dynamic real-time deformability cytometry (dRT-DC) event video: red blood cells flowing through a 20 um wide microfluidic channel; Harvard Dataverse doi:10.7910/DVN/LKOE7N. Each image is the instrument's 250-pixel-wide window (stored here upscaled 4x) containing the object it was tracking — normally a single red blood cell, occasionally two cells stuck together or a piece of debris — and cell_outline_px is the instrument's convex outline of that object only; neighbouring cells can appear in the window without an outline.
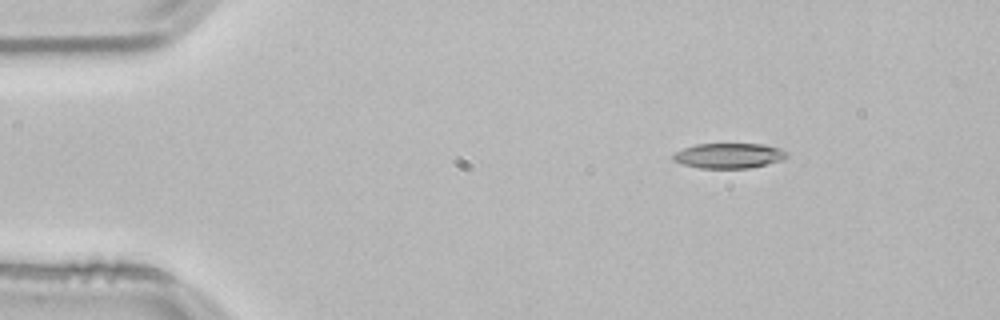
{"species": "common noctule bat (a hibernating species)", "species_latin": "Nyctalus noctula", "temperature_condition": "room temperature", "stored_images_in_passage": 48, "segment_of_instrument_passage": [1, 2], "camera_frame_rate_fps": 3000, "um_per_image_px": 0.085, "animal": {"sex": "male", "body_mass_g": 21.5, "forearm_length_mm": 52.0}, "frame": {"image": 1, "passage_image": 1, "time_ms": 0.0, "image_size_px": [1000, 320], "cell_outline_px": [[788, 156], [780, 160], [748, 168], [700, 168], [684, 164], [672, 160], [672, 156], [676, 152], [684, 148], [696, 144], [764, 144], [780, 148]], "centroid_in_image_um": [61.92, 13.22], "position_along_channel_um": 23.1, "area_um2": 16.36}}
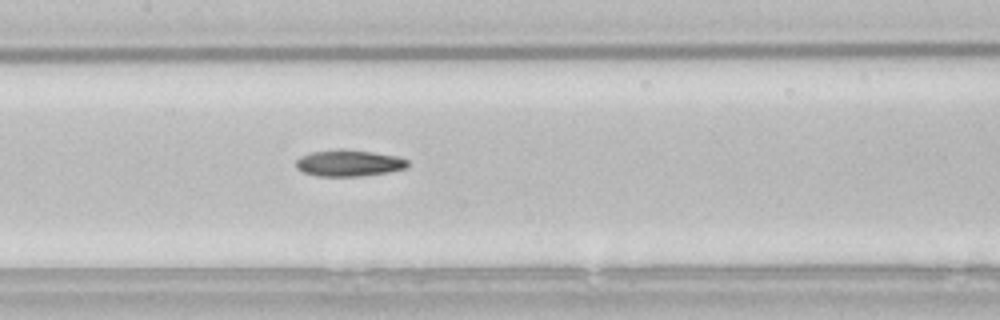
{"frame": {"image": 2, "passage_image": 19, "time_ms": 6.0, "image_size_px": [1000, 320], "cell_outline_px": [[408, 168], [388, 172], [356, 176], [320, 176], [304, 172], [296, 168], [296, 160], [300, 156], [312, 152], [340, 148], [344, 148], [400, 156], [408, 160]], "centroid_in_image_um": [29.68, 13.84], "position_along_channel_um": 177.7, "area_um2": 17.34}}
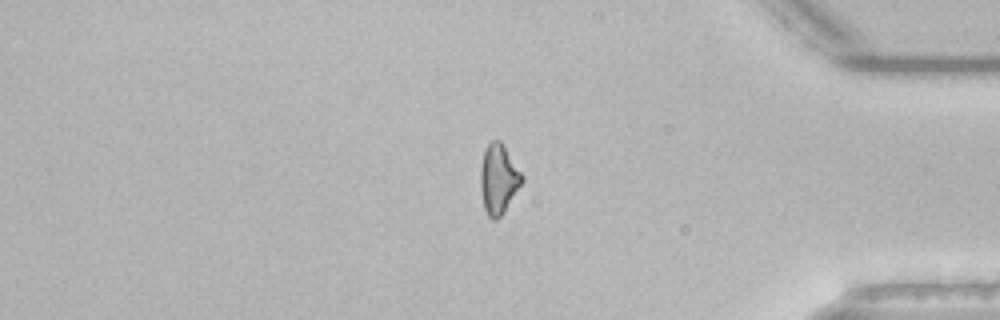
{"frame": {"image": 3, "passage_image": 38, "time_ms": 12.333, "image_size_px": [1000, 320], "cell_outline_px": [[524, 180], [500, 216], [496, 220], [492, 220], [488, 216], [484, 208], [480, 188], [480, 168], [484, 152], [488, 144], [492, 140], [500, 140], [524, 176]], "centroid_in_image_um": [42.36, 15.21], "position_along_channel_um": 392.8, "area_um2": 16.65}}